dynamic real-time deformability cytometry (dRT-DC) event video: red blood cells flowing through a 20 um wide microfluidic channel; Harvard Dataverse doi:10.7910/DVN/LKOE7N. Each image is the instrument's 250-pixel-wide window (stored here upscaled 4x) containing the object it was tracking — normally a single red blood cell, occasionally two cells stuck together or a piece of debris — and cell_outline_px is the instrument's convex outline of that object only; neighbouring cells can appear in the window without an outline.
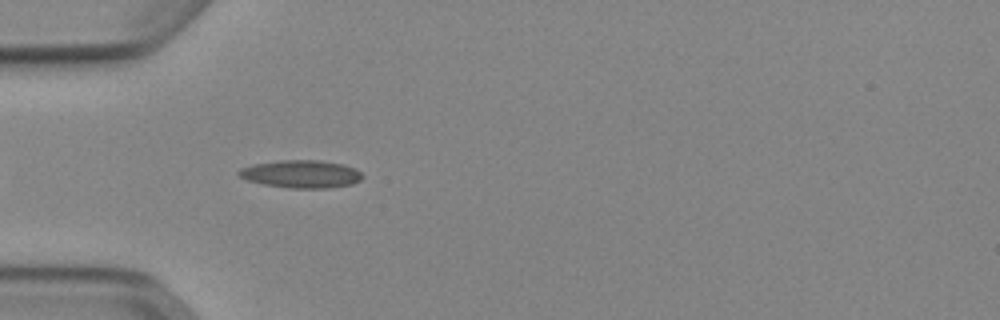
{"species": "Egyptian fruit bat (a non-hibernating species)", "species_latin": "Rousettus aegyptiacus", "temperature_condition": "cold", "stored_images_in_passage": 41, "camera_frame_rate_fps": 3000, "um_per_image_px": 0.085, "animal": {"sex": "female"}, "frame": {"image": 1, "passage_image": 5, "time_ms": 1.333, "image_size_px": [1000, 320], "cell_outline_px": [[364, 176], [360, 180], [352, 184], [328, 188], [288, 188], [264, 184], [248, 180], [240, 176], [236, 172], [240, 168], [252, 164], [280, 160], [320, 160], [344, 164], [356, 168]], "centroid_in_image_um": [25.61, 14.78], "position_along_channel_um": 59.4, "area_um2": 20.11}}
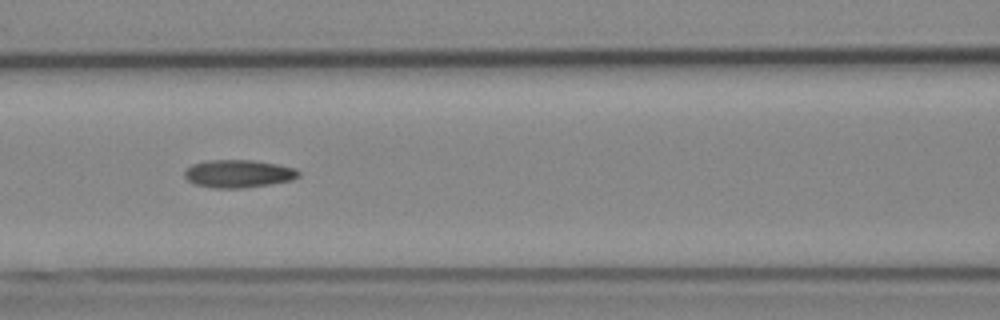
{"frame": {"image": 2, "passage_image": 12, "time_ms": 3.667, "image_size_px": [1000, 320], "cell_outline_px": [[300, 176], [292, 180], [268, 184], [240, 188], [216, 188], [196, 184], [188, 180], [184, 176], [184, 172], [192, 164], [208, 160], [252, 160], [276, 164], [296, 168], [300, 172]], "centroid_in_image_um": [20.28, 14.75], "position_along_channel_um": 146.3, "area_um2": 18.32}}
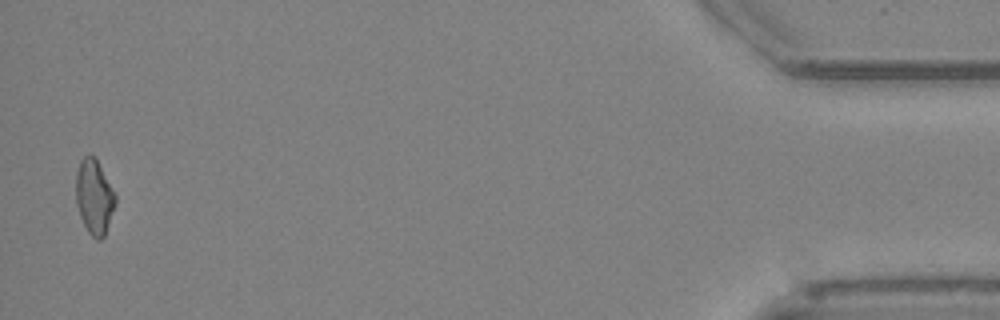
{"frame": {"image": 3, "passage_image": 40, "time_ms": 13.0, "image_size_px": [1000, 320], "cell_outline_px": [[116, 204], [104, 236], [100, 240], [96, 240], [88, 232], [80, 216], [76, 204], [76, 172], [80, 160], [84, 156], [96, 156], [116, 196]], "centroid_in_image_um": [8.01, 16.72], "position_along_channel_um": 427.2, "area_um2": 17.22}, "authors_computed_cell_mechanics": {"area_um2": 17.5712, "velocity_mm_per_s": 3.9216, "shape_relaxation_time_tau1_ms": null, "shape_relaxation_time_tau2_ms": 5.667, "deformation_change_tau1": null, "deformation_change_tau2": 0.1448}}